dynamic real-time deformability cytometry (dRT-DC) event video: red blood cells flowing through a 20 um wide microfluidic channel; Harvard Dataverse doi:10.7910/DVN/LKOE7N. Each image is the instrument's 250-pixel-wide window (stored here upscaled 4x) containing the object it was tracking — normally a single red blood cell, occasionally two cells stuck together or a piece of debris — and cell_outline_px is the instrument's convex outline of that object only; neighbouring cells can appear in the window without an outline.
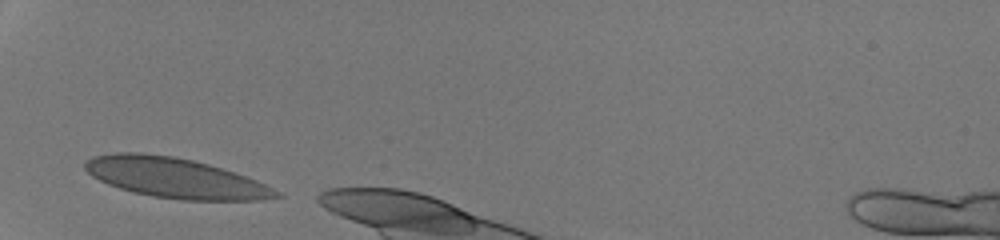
{"species": "human", "species_latin": "Homo sapiens", "temperature_condition": "room temperature", "stored_images_in_passage": 19, "camera_frame_rate_fps": 3000, "um_per_image_px": 0.085, "donor": {"sex": "male"}, "frame": {"image": 1, "passage_image": 1, "time_ms": 0.0, "image_size_px": [1000, 240], "cell_outline_px": [[284, 196], [260, 200], [180, 200], [152, 196], [132, 192], [108, 184], [92, 176], [84, 168], [84, 164], [92, 156], [116, 152], [140, 152], [172, 156], [192, 160], [208, 164], [256, 180], [280, 192]], "centroid_in_image_um": [14.86, 15.12], "position_along_channel_um": 70.1, "area_um2": 44.39}}
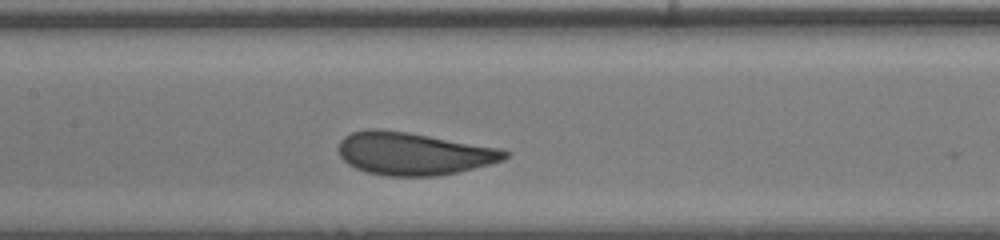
{"frame": {"image": 2, "passage_image": 9, "time_ms": 2.667, "image_size_px": [1000, 240], "cell_outline_px": [[508, 156], [504, 160], [456, 172], [436, 176], [384, 176], [368, 172], [356, 168], [348, 164], [340, 156], [340, 140], [344, 136], [352, 132], [368, 128], [380, 128], [408, 132], [496, 148], [508, 152]], "centroid_in_image_um": [35.08, 13.05], "position_along_channel_um": 172.3, "area_um2": 40.92}}
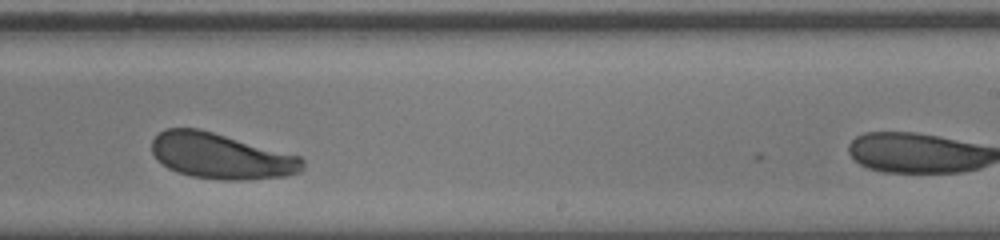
{"frame": {"image": 3, "passage_image": 16, "time_ms": 5.0, "image_size_px": [1000, 240], "cell_outline_px": [[304, 168], [300, 172], [288, 176], [244, 180], [220, 180], [192, 176], [176, 172], [168, 168], [156, 160], [152, 152], [152, 140], [164, 128], [200, 128], [300, 156], [304, 160]], "centroid_in_image_um": [18.78, 13.27], "position_along_channel_um": 270.2, "area_um2": 40.4}}